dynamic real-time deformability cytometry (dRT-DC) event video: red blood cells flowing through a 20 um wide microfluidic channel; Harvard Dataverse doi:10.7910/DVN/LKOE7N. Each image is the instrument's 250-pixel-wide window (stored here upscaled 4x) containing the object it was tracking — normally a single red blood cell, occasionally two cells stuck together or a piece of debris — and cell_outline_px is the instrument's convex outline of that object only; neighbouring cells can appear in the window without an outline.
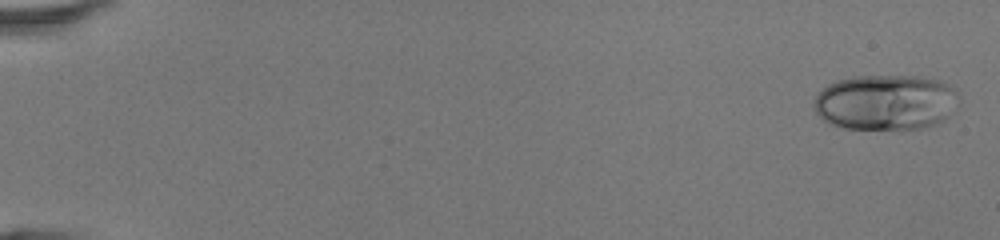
{"species": "human", "species_latin": "Homo sapiens", "temperature_condition": "room temperature", "stored_images_in_passage": 47, "camera_frame_rate_fps": 3000, "um_per_image_px": 0.085, "donor": {"sex": "female"}, "frame": {"image": 1, "passage_image": 1, "time_ms": 0.0, "image_size_px": [1000, 240], "cell_outline_px": [[960, 96], [948, 116], [944, 120], [920, 128], [844, 128], [828, 124], [816, 112], [812, 104], [816, 92], [828, 84], [836, 80], [852, 76], [916, 76], [940, 80], [948, 84]], "centroid_in_image_um": [75.22, 8.67], "position_along_channel_um": 9.8, "area_um2": 46.88}}
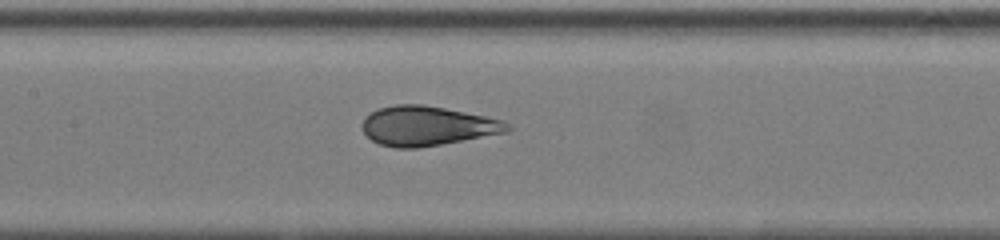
{"frame": {"image": 2, "passage_image": 24, "time_ms": 7.667, "image_size_px": [1000, 240], "cell_outline_px": [[516, 128], [508, 132], [440, 144], [416, 148], [396, 148], [380, 144], [372, 140], [364, 132], [364, 116], [376, 108], [396, 104], [424, 104], [504, 120]], "centroid_in_image_um": [36.34, 10.69], "position_along_channel_um": 171.1, "area_um2": 33.41}}
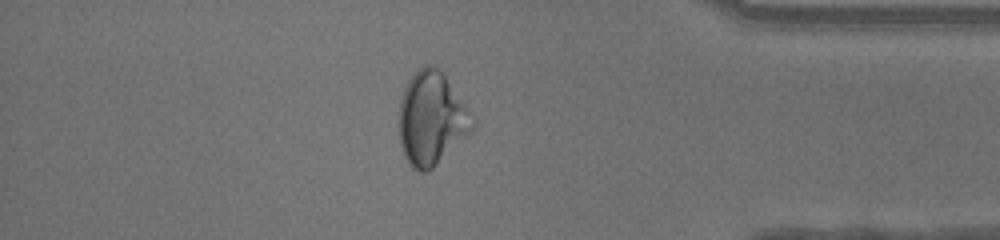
{"frame": {"image": 3, "passage_image": 41, "time_ms": 13.333, "image_size_px": [1000, 240], "cell_outline_px": [[476, 124], [428, 172], [420, 172], [412, 168], [408, 164], [400, 148], [396, 124], [396, 116], [400, 96], [408, 80], [424, 64], [428, 64], [440, 68], [444, 72], [468, 108]], "centroid_in_image_um": [36.59, 10.05], "position_along_channel_um": 398.6, "area_um2": 40.46}, "authors_computed_cell_mechanics": {"area_um2": 39.6508, "velocity_mm_per_s": 4.3943, "shape_relaxation_time_tau1_ms": 4.3868, "shape_relaxation_time_tau2_ms": null, "deformation_change_tau1": 0.1838, "deformation_change_tau2": null}}